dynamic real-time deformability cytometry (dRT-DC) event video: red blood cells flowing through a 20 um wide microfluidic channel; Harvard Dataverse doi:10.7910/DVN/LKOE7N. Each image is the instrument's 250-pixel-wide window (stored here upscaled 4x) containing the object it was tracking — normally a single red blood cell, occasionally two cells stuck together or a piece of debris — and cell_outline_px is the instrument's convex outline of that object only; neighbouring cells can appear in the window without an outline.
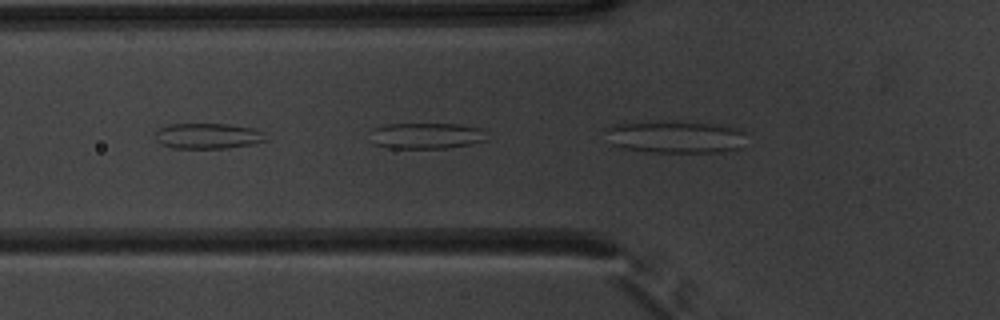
{"species": "common noctule bat (a hibernating species)", "species_latin": "Nyctalus noctula", "temperature_condition": "warm", "stored_images_in_passage": 4, "camera_frame_rate_fps": 3000, "um_per_image_px": 0.085, "animal": {"sex": "male", "body_mass_g": 20.1, "forearm_length_mm": 53.5}, "frame": {"image": 1, "passage_image": 2, "time_ms": 0.333, "image_size_px": [1000, 320], "cell_outline_px": [[488, 140], [468, 144], [444, 148], [388, 148], [372, 144], [372, 128], [384, 124], [464, 124], [480, 128]], "centroid_in_image_um": [36.2, 11.53], "position_along_channel_um": 89.6, "area_um2": 17.69}}